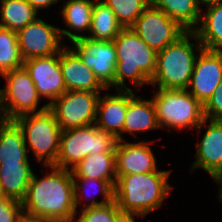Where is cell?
<instances>
[{"label":"cell","instance_id":"36","mask_svg":"<svg viewBox=\"0 0 222 222\" xmlns=\"http://www.w3.org/2000/svg\"><path fill=\"white\" fill-rule=\"evenodd\" d=\"M20 222H49V221H45L43 219H38V218H29L24 216Z\"/></svg>","mask_w":222,"mask_h":222},{"label":"cell","instance_id":"19","mask_svg":"<svg viewBox=\"0 0 222 222\" xmlns=\"http://www.w3.org/2000/svg\"><path fill=\"white\" fill-rule=\"evenodd\" d=\"M21 128L14 120L0 117V165L30 164Z\"/></svg>","mask_w":222,"mask_h":222},{"label":"cell","instance_id":"31","mask_svg":"<svg viewBox=\"0 0 222 222\" xmlns=\"http://www.w3.org/2000/svg\"><path fill=\"white\" fill-rule=\"evenodd\" d=\"M79 218L75 222H116L117 217L122 213L115 200L100 206L82 208Z\"/></svg>","mask_w":222,"mask_h":222},{"label":"cell","instance_id":"24","mask_svg":"<svg viewBox=\"0 0 222 222\" xmlns=\"http://www.w3.org/2000/svg\"><path fill=\"white\" fill-rule=\"evenodd\" d=\"M71 172L73 177L108 180L115 186L117 181L115 153L88 155L73 167Z\"/></svg>","mask_w":222,"mask_h":222},{"label":"cell","instance_id":"9","mask_svg":"<svg viewBox=\"0 0 222 222\" xmlns=\"http://www.w3.org/2000/svg\"><path fill=\"white\" fill-rule=\"evenodd\" d=\"M100 92L67 90L49 108L63 130L95 124Z\"/></svg>","mask_w":222,"mask_h":222},{"label":"cell","instance_id":"10","mask_svg":"<svg viewBox=\"0 0 222 222\" xmlns=\"http://www.w3.org/2000/svg\"><path fill=\"white\" fill-rule=\"evenodd\" d=\"M131 28L155 52L163 50L186 32L175 20L151 3Z\"/></svg>","mask_w":222,"mask_h":222},{"label":"cell","instance_id":"17","mask_svg":"<svg viewBox=\"0 0 222 222\" xmlns=\"http://www.w3.org/2000/svg\"><path fill=\"white\" fill-rule=\"evenodd\" d=\"M67 47V48H66ZM60 68L67 90L103 92L107 90L79 55L66 45L60 51Z\"/></svg>","mask_w":222,"mask_h":222},{"label":"cell","instance_id":"22","mask_svg":"<svg viewBox=\"0 0 222 222\" xmlns=\"http://www.w3.org/2000/svg\"><path fill=\"white\" fill-rule=\"evenodd\" d=\"M151 4L175 20L186 31H194L201 20L198 0H150Z\"/></svg>","mask_w":222,"mask_h":222},{"label":"cell","instance_id":"14","mask_svg":"<svg viewBox=\"0 0 222 222\" xmlns=\"http://www.w3.org/2000/svg\"><path fill=\"white\" fill-rule=\"evenodd\" d=\"M23 66L30 74L40 97L50 100L48 105L67 91L60 68V53L25 60Z\"/></svg>","mask_w":222,"mask_h":222},{"label":"cell","instance_id":"8","mask_svg":"<svg viewBox=\"0 0 222 222\" xmlns=\"http://www.w3.org/2000/svg\"><path fill=\"white\" fill-rule=\"evenodd\" d=\"M6 79L5 88L0 89V117L6 120L40 112L49 107L46 103L38 109L40 95L30 74L24 66L1 75Z\"/></svg>","mask_w":222,"mask_h":222},{"label":"cell","instance_id":"3","mask_svg":"<svg viewBox=\"0 0 222 222\" xmlns=\"http://www.w3.org/2000/svg\"><path fill=\"white\" fill-rule=\"evenodd\" d=\"M113 43L117 56L114 88L130 90L125 84L126 79L139 89L144 84H150L156 69L157 52L149 47L131 27L123 28Z\"/></svg>","mask_w":222,"mask_h":222},{"label":"cell","instance_id":"13","mask_svg":"<svg viewBox=\"0 0 222 222\" xmlns=\"http://www.w3.org/2000/svg\"><path fill=\"white\" fill-rule=\"evenodd\" d=\"M221 82L222 51L203 48L196 58L187 91L204 105Z\"/></svg>","mask_w":222,"mask_h":222},{"label":"cell","instance_id":"12","mask_svg":"<svg viewBox=\"0 0 222 222\" xmlns=\"http://www.w3.org/2000/svg\"><path fill=\"white\" fill-rule=\"evenodd\" d=\"M72 49L83 63L93 70L96 78L107 89L114 87L117 63L116 47L113 41H96L86 37L71 42Z\"/></svg>","mask_w":222,"mask_h":222},{"label":"cell","instance_id":"25","mask_svg":"<svg viewBox=\"0 0 222 222\" xmlns=\"http://www.w3.org/2000/svg\"><path fill=\"white\" fill-rule=\"evenodd\" d=\"M31 169L30 164L0 165V186L3 195L21 202L34 174Z\"/></svg>","mask_w":222,"mask_h":222},{"label":"cell","instance_id":"37","mask_svg":"<svg viewBox=\"0 0 222 222\" xmlns=\"http://www.w3.org/2000/svg\"><path fill=\"white\" fill-rule=\"evenodd\" d=\"M215 182H217L218 185H219V190H218L219 196H218V199L222 202V178L216 180Z\"/></svg>","mask_w":222,"mask_h":222},{"label":"cell","instance_id":"15","mask_svg":"<svg viewBox=\"0 0 222 222\" xmlns=\"http://www.w3.org/2000/svg\"><path fill=\"white\" fill-rule=\"evenodd\" d=\"M208 121V125H207ZM207 127L205 134L197 144L192 172L194 169L202 168L214 181L222 178V120H212L204 118L197 128L198 135L203 126Z\"/></svg>","mask_w":222,"mask_h":222},{"label":"cell","instance_id":"1","mask_svg":"<svg viewBox=\"0 0 222 222\" xmlns=\"http://www.w3.org/2000/svg\"><path fill=\"white\" fill-rule=\"evenodd\" d=\"M42 178L33 174L21 201L24 216L49 222H73L76 218L74 182L71 170L46 166Z\"/></svg>","mask_w":222,"mask_h":222},{"label":"cell","instance_id":"7","mask_svg":"<svg viewBox=\"0 0 222 222\" xmlns=\"http://www.w3.org/2000/svg\"><path fill=\"white\" fill-rule=\"evenodd\" d=\"M21 128L24 142L43 166L54 165L60 149V128L53 111L48 107L14 120ZM28 144V146H27Z\"/></svg>","mask_w":222,"mask_h":222},{"label":"cell","instance_id":"21","mask_svg":"<svg viewBox=\"0 0 222 222\" xmlns=\"http://www.w3.org/2000/svg\"><path fill=\"white\" fill-rule=\"evenodd\" d=\"M93 4L94 1L92 0H67L65 2L61 15L65 26L70 28L71 32L59 28L62 40L65 36L71 42L85 37L83 32L87 30L89 32L91 27ZM72 31L75 33H72ZM76 32L82 34H76Z\"/></svg>","mask_w":222,"mask_h":222},{"label":"cell","instance_id":"2","mask_svg":"<svg viewBox=\"0 0 222 222\" xmlns=\"http://www.w3.org/2000/svg\"><path fill=\"white\" fill-rule=\"evenodd\" d=\"M172 170L121 175L114 186V200L123 213L147 215L160 208L172 186L168 182Z\"/></svg>","mask_w":222,"mask_h":222},{"label":"cell","instance_id":"35","mask_svg":"<svg viewBox=\"0 0 222 222\" xmlns=\"http://www.w3.org/2000/svg\"><path fill=\"white\" fill-rule=\"evenodd\" d=\"M136 217H145V215L138 214V213H121L118 217L116 222H135Z\"/></svg>","mask_w":222,"mask_h":222},{"label":"cell","instance_id":"39","mask_svg":"<svg viewBox=\"0 0 222 222\" xmlns=\"http://www.w3.org/2000/svg\"><path fill=\"white\" fill-rule=\"evenodd\" d=\"M1 196H3V193H2V191H1V186H0V197H1Z\"/></svg>","mask_w":222,"mask_h":222},{"label":"cell","instance_id":"18","mask_svg":"<svg viewBox=\"0 0 222 222\" xmlns=\"http://www.w3.org/2000/svg\"><path fill=\"white\" fill-rule=\"evenodd\" d=\"M128 107V90H117V94L99 95L96 106L95 125L103 131L113 134L118 140L122 137L123 126Z\"/></svg>","mask_w":222,"mask_h":222},{"label":"cell","instance_id":"23","mask_svg":"<svg viewBox=\"0 0 222 222\" xmlns=\"http://www.w3.org/2000/svg\"><path fill=\"white\" fill-rule=\"evenodd\" d=\"M206 7L194 32L204 49L222 51V1Z\"/></svg>","mask_w":222,"mask_h":222},{"label":"cell","instance_id":"4","mask_svg":"<svg viewBox=\"0 0 222 222\" xmlns=\"http://www.w3.org/2000/svg\"><path fill=\"white\" fill-rule=\"evenodd\" d=\"M192 38L198 43L190 42ZM202 49L203 46L196 33L186 31L175 42L157 52L156 69L150 84L158 86V89H188L195 61L199 55L195 52Z\"/></svg>","mask_w":222,"mask_h":222},{"label":"cell","instance_id":"30","mask_svg":"<svg viewBox=\"0 0 222 222\" xmlns=\"http://www.w3.org/2000/svg\"><path fill=\"white\" fill-rule=\"evenodd\" d=\"M116 15L123 28L131 27L151 3L150 0H102Z\"/></svg>","mask_w":222,"mask_h":222},{"label":"cell","instance_id":"5","mask_svg":"<svg viewBox=\"0 0 222 222\" xmlns=\"http://www.w3.org/2000/svg\"><path fill=\"white\" fill-rule=\"evenodd\" d=\"M118 138L95 124L63 130L60 149L53 166L71 170L88 155L115 153Z\"/></svg>","mask_w":222,"mask_h":222},{"label":"cell","instance_id":"34","mask_svg":"<svg viewBox=\"0 0 222 222\" xmlns=\"http://www.w3.org/2000/svg\"><path fill=\"white\" fill-rule=\"evenodd\" d=\"M31 6L39 12L40 9H49V6H51L54 3H58L59 0H27Z\"/></svg>","mask_w":222,"mask_h":222},{"label":"cell","instance_id":"28","mask_svg":"<svg viewBox=\"0 0 222 222\" xmlns=\"http://www.w3.org/2000/svg\"><path fill=\"white\" fill-rule=\"evenodd\" d=\"M73 182H74V196H75L76 211H77V207L79 206V203L81 204L82 200L85 201L86 196L88 198V194H89L88 192H90V194L92 195V198L96 196L95 194L101 193L103 195V199L100 202L96 201L95 199H92V201H90L91 203L89 202L86 205L84 204L83 208L105 205L114 201V185L108 180H98V179L87 178V177H73ZM86 188H88V192L86 191L87 190ZM89 189L90 190L92 189L95 192H91L92 190L90 191Z\"/></svg>","mask_w":222,"mask_h":222},{"label":"cell","instance_id":"6","mask_svg":"<svg viewBox=\"0 0 222 222\" xmlns=\"http://www.w3.org/2000/svg\"><path fill=\"white\" fill-rule=\"evenodd\" d=\"M152 101L161 129L196 130L204 120L203 105L187 89H158L152 96Z\"/></svg>","mask_w":222,"mask_h":222},{"label":"cell","instance_id":"29","mask_svg":"<svg viewBox=\"0 0 222 222\" xmlns=\"http://www.w3.org/2000/svg\"><path fill=\"white\" fill-rule=\"evenodd\" d=\"M16 31L0 27V76L23 66Z\"/></svg>","mask_w":222,"mask_h":222},{"label":"cell","instance_id":"26","mask_svg":"<svg viewBox=\"0 0 222 222\" xmlns=\"http://www.w3.org/2000/svg\"><path fill=\"white\" fill-rule=\"evenodd\" d=\"M122 29L111 8L102 0H94L91 27L85 37L96 41H113Z\"/></svg>","mask_w":222,"mask_h":222},{"label":"cell","instance_id":"16","mask_svg":"<svg viewBox=\"0 0 222 222\" xmlns=\"http://www.w3.org/2000/svg\"><path fill=\"white\" fill-rule=\"evenodd\" d=\"M151 141L126 142L119 140L116 150V176L150 173L157 169L154 153L150 147Z\"/></svg>","mask_w":222,"mask_h":222},{"label":"cell","instance_id":"32","mask_svg":"<svg viewBox=\"0 0 222 222\" xmlns=\"http://www.w3.org/2000/svg\"><path fill=\"white\" fill-rule=\"evenodd\" d=\"M24 217L22 204L12 198L0 197V222H20Z\"/></svg>","mask_w":222,"mask_h":222},{"label":"cell","instance_id":"38","mask_svg":"<svg viewBox=\"0 0 222 222\" xmlns=\"http://www.w3.org/2000/svg\"><path fill=\"white\" fill-rule=\"evenodd\" d=\"M222 0H198L199 4L201 5V3L204 5H208L211 3H215V2H221Z\"/></svg>","mask_w":222,"mask_h":222},{"label":"cell","instance_id":"11","mask_svg":"<svg viewBox=\"0 0 222 222\" xmlns=\"http://www.w3.org/2000/svg\"><path fill=\"white\" fill-rule=\"evenodd\" d=\"M16 34L23 61L59 54L65 47L62 46L59 27L52 26L39 17Z\"/></svg>","mask_w":222,"mask_h":222},{"label":"cell","instance_id":"20","mask_svg":"<svg viewBox=\"0 0 222 222\" xmlns=\"http://www.w3.org/2000/svg\"><path fill=\"white\" fill-rule=\"evenodd\" d=\"M160 128L158 126L156 110L152 99H142L128 90V107L123 126V133L136 135L137 132H146Z\"/></svg>","mask_w":222,"mask_h":222},{"label":"cell","instance_id":"33","mask_svg":"<svg viewBox=\"0 0 222 222\" xmlns=\"http://www.w3.org/2000/svg\"><path fill=\"white\" fill-rule=\"evenodd\" d=\"M203 114L207 119L222 120V82L203 105Z\"/></svg>","mask_w":222,"mask_h":222},{"label":"cell","instance_id":"27","mask_svg":"<svg viewBox=\"0 0 222 222\" xmlns=\"http://www.w3.org/2000/svg\"><path fill=\"white\" fill-rule=\"evenodd\" d=\"M0 27L18 31L35 21L38 12L27 0H0Z\"/></svg>","mask_w":222,"mask_h":222}]
</instances>
